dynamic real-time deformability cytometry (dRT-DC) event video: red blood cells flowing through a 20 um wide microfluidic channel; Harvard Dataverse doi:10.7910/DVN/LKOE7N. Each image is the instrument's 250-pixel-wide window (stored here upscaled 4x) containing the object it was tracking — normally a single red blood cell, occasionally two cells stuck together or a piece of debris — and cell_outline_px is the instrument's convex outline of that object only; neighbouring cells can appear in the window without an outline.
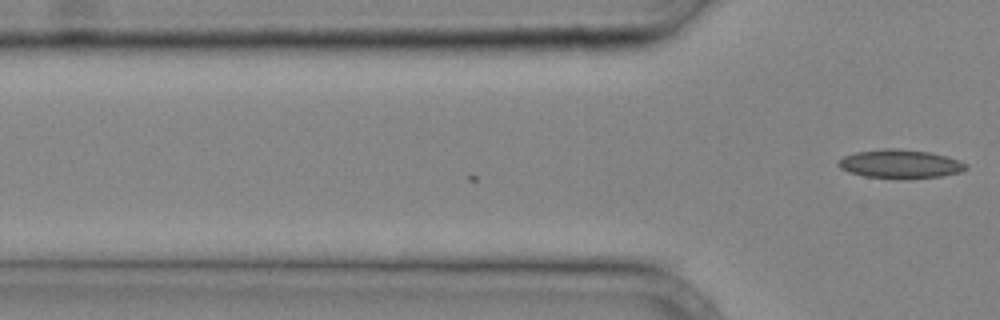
{"species": "common noctule bat (a hibernating species)", "species_latin": "Nyctalus noctula", "temperature_condition": "cold", "stored_images_in_passage": 5, "camera_frame_rate_fps": 3000, "um_per_image_px": 0.085, "animal": {"sex": "male", "body_mass_g": 20.4}, "frame": {"image": 1, "passage_image": 5, "time_ms": 1.333, "image_size_px": [1000, 320], "cell_outline_px": [[968, 168], [960, 172], [940, 176], [908, 180], [896, 180], [864, 176], [848, 172], [840, 168], [836, 164], [844, 156], [856, 152], [884, 148], [900, 148], [928, 152], [960, 160], [968, 164]], "centroid_in_image_um": [76.51, 13.96], "position_along_channel_um": 49.3, "area_um2": 21.79}}